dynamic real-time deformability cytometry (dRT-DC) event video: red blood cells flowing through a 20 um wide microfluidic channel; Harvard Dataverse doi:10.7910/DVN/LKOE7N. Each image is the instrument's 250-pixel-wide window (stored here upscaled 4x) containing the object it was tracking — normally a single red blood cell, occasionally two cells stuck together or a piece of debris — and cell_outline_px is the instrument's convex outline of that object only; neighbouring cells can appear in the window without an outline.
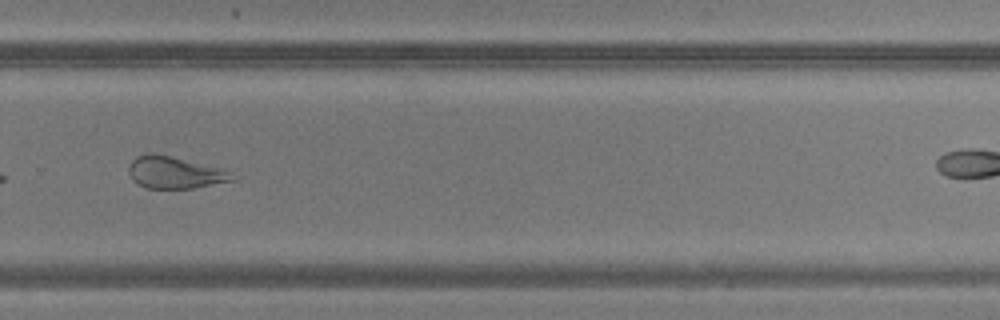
{"species": "common noctule bat (a hibernating species)", "species_latin": "Nyctalus noctula", "temperature_condition": "warm", "stored_images_in_passage": 29, "camera_frame_rate_fps": 3000, "um_per_image_px": 0.085, "animal": {"sex": "male", "body_mass_g": 20.5, "forearm_length_mm": 52.5}, "frame": {"image": 1, "passage_image": 21, "time_ms": 6.667, "image_size_px": [1000, 320], "cell_outline_px": [[240, 176], [236, 180], [192, 188], [148, 188], [132, 180], [128, 172], [128, 168], [132, 160], [136, 156], [152, 152], [172, 156], [224, 168]], "centroid_in_image_um": [14.93, 14.65], "position_along_channel_um": 314.9, "area_um2": 19.65}}